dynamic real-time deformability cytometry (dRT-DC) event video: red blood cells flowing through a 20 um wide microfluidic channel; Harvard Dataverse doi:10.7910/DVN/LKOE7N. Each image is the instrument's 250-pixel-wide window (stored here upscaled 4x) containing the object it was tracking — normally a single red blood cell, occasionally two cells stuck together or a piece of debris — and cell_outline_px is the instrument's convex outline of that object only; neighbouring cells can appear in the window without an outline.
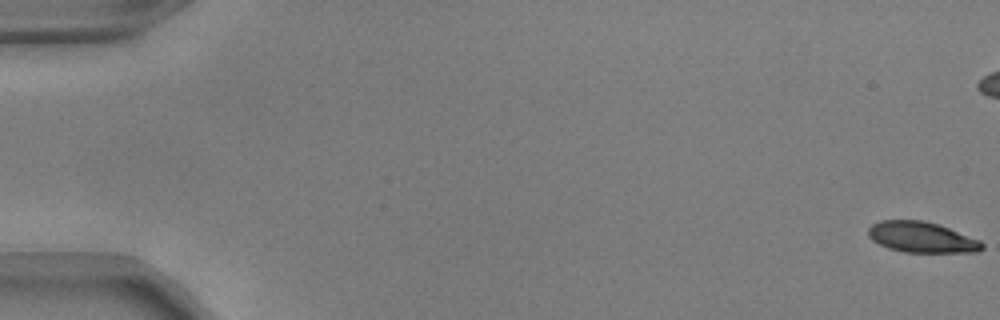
{"species": "common noctule bat (a hibernating species)", "species_latin": "Nyctalus noctula", "temperature_condition": "warm", "stored_images_in_passage": 55, "camera_frame_rate_fps": 3000, "um_per_image_px": 0.085, "animal": {"sex": "male", "body_mass_g": 17.9, "forearm_length_mm": 54.2}, "frame": {"image": 1, "passage_image": 1, "time_ms": 0.0, "image_size_px": [1000, 320], "cell_outline_px": [[984, 248], [980, 252], [904, 252], [888, 248], [872, 240], [868, 236], [868, 228], [872, 224], [880, 220], [924, 220], [940, 224], [980, 240], [984, 244]], "centroid_in_image_um": [78.36, 20.16], "position_along_channel_um": 6.6, "area_um2": 20.58}}
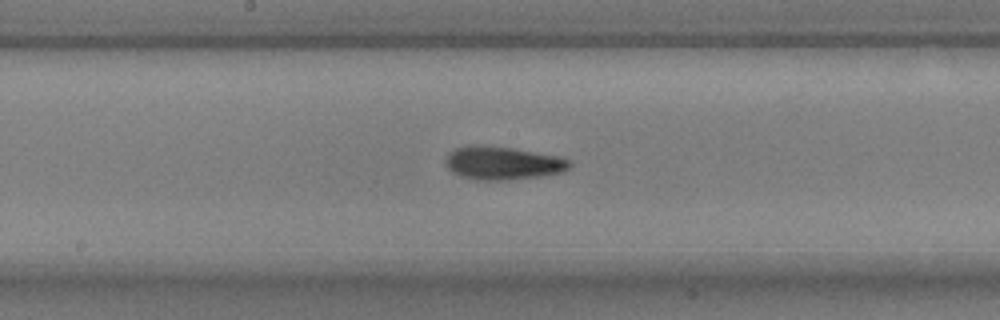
{"frame": {"image": 2, "passage_image": 29, "time_ms": 9.333, "image_size_px": [1000, 320], "cell_outline_px": [[572, 164], [564, 172], [544, 176], [508, 180], [476, 180], [460, 176], [452, 172], [448, 168], [444, 160], [448, 152], [456, 148], [468, 144], [480, 144], [512, 148], [556, 156], [568, 160]], "centroid_in_image_um": [42.68, 13.86], "position_along_channel_um": 205.5, "area_um2": 24.28}}
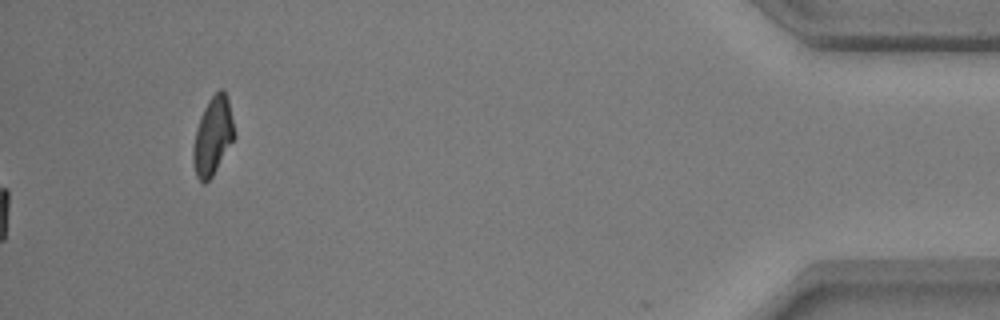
{"frame": {"image": 3, "passage_image": 55, "time_ms": 18.0, "image_size_px": [1000, 320], "cell_outline_px": [[236, 136], [212, 176], [204, 184], [196, 176], [192, 160], [192, 148], [196, 128], [200, 116], [208, 100], [220, 88], [224, 88], [228, 100], [236, 132]], "centroid_in_image_um": [18.09, 11.55], "position_along_channel_um": 417.1, "area_um2": 18.84}, "authors_computed_cell_mechanics": {"area_um2": 22.253, "velocity_mm_per_s": 3.8383, "shape_relaxation_time_tau1_ms": null, "shape_relaxation_time_tau2_ms": 2.3681, "deformation_change_tau1": null, "deformation_change_tau2": 0.0814}}